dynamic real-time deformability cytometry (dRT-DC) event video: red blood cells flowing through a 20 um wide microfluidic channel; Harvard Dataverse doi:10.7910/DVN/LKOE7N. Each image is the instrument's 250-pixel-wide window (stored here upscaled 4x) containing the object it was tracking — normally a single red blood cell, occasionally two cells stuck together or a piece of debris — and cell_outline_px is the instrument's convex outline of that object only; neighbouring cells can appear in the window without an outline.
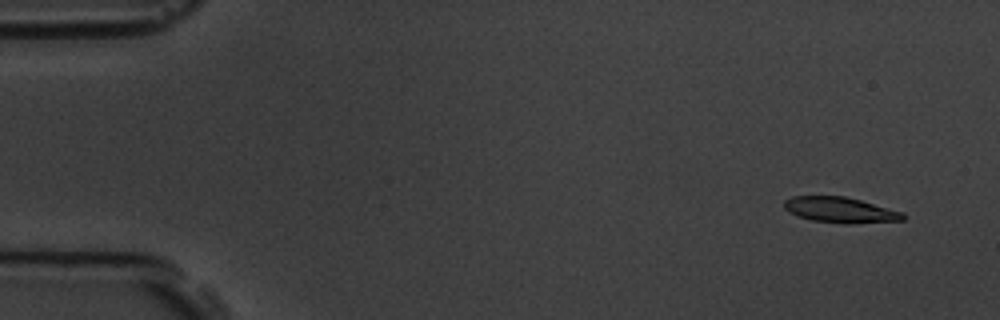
{"species": "common noctule bat (a hibernating species)", "species_latin": "Nyctalus noctula", "temperature_condition": "room temperature", "stored_images_in_passage": 7, "camera_frame_rate_fps": 3000, "um_per_image_px": 0.085, "animal": {"sex": "male", "body_mass_g": 19.5, "forearm_length_mm": 54.6}, "frame": {"image": 1, "passage_image": 2, "time_ms": 1.0, "image_size_px": [1000, 320], "cell_outline_px": [[904, 220], [852, 224], [844, 224], [812, 220], [796, 216], [788, 212], [784, 208], [784, 200], [792, 196], [844, 196], [860, 200], [904, 212]], "centroid_in_image_um": [71.4, 17.85], "position_along_channel_um": 13.6, "area_um2": 17.86}}
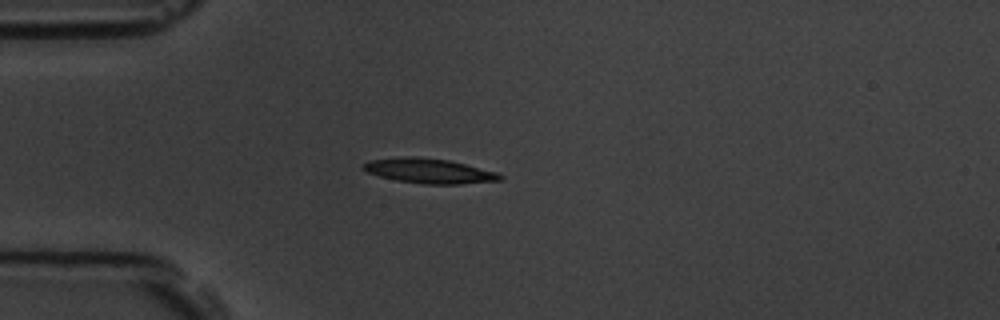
{"frame": {"image": 2, "passage_image": 5, "time_ms": 4.667, "image_size_px": [1000, 320], "cell_outline_px": [[504, 180], [460, 184], [424, 184], [396, 180], [380, 176], [368, 172], [360, 168], [368, 160], [404, 156], [416, 156], [448, 160], [496, 172], [504, 176]], "centroid_in_image_um": [36.47, 14.52], "position_along_channel_um": 48.5, "area_um2": 19.77}}
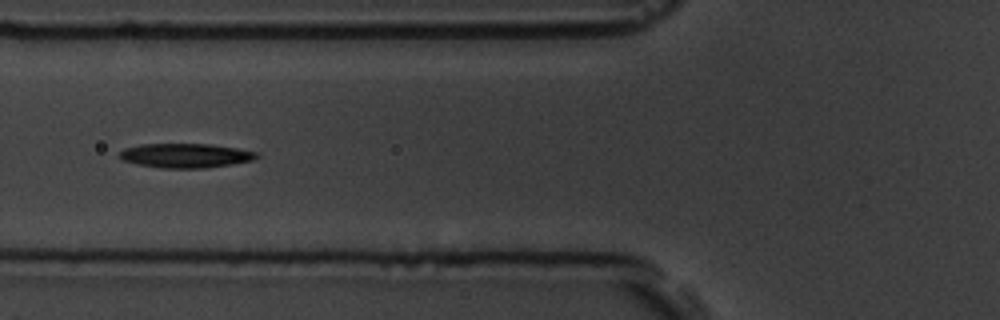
{"frame": {"image": 3, "passage_image": 7, "time_ms": 6.667, "image_size_px": [1000, 320], "cell_outline_px": [[260, 156], [252, 160], [232, 164], [204, 168], [160, 168], [136, 164], [120, 160], [116, 156], [124, 148], [140, 144], [212, 144], [260, 152]], "centroid_in_image_um": [15.74, 13.22], "position_along_channel_um": 110.1, "area_um2": 19.71}}